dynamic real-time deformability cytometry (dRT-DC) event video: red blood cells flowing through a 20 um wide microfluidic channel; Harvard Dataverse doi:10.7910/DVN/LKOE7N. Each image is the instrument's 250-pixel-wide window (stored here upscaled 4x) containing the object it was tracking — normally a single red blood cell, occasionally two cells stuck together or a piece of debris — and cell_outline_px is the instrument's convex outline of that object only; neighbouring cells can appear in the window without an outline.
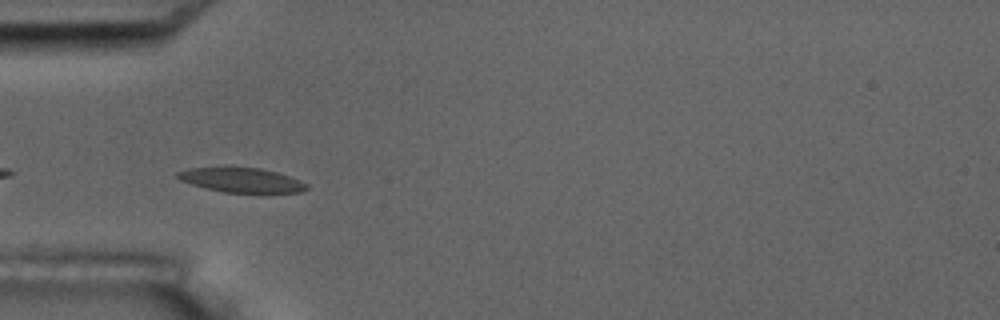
{"species": "common noctule bat (a hibernating species)", "species_latin": "Nyctalus noctula", "temperature_condition": "room temperature", "stored_images_in_passage": 5, "camera_frame_rate_fps": 3000, "um_per_image_px": 0.085, "animal": {"sex": "male", "body_mass_g": 17.5, "forearm_length_mm": 52.3}, "frame": {"image": 1, "passage_image": 5, "time_ms": 4.333, "image_size_px": [1000, 320], "cell_outline_px": [[308, 188], [304, 192], [268, 196], [260, 196], [224, 192], [204, 188], [180, 180], [176, 176], [176, 172], [192, 168], [224, 164], [232, 164], [260, 168], [276, 172], [300, 180], [308, 184]], "centroid_in_image_um": [20.59, 15.32], "position_along_channel_um": 64.4, "area_um2": 20.46}}